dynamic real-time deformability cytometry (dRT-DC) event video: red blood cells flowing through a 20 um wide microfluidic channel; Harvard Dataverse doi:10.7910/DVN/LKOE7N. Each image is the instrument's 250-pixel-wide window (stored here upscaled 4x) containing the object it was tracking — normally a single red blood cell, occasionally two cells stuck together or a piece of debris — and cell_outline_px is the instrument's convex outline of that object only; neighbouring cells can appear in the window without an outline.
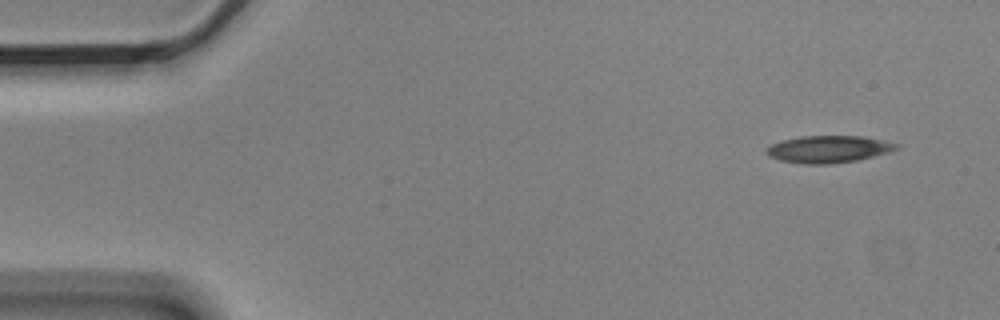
{"species": "Egyptian fruit bat (a non-hibernating species)", "species_latin": "Rousettus aegyptiacus", "temperature_condition": "cold", "stored_images_in_passage": 5, "camera_frame_rate_fps": 3000, "um_per_image_px": 0.085, "animal": {"sex": "male"}, "frame": {"image": 1, "passage_image": 1, "time_ms": 0.0, "image_size_px": [1000, 320], "cell_outline_px": [[900, 148], [888, 152], [856, 160], [832, 164], [804, 164], [780, 160], [768, 156], [764, 152], [772, 144], [784, 140], [800, 136], [860, 136], [900, 144]], "centroid_in_image_um": [70.41, 12.68], "position_along_channel_um": 14.6, "area_um2": 20.35}}
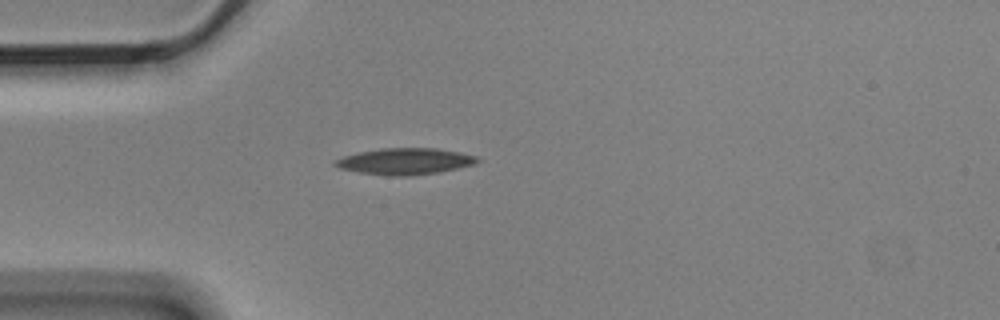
{"frame": {"image": 2, "passage_image": 4, "time_ms": 1.0, "image_size_px": [1000, 320], "cell_outline_px": [[480, 160], [476, 164], [440, 172], [408, 176], [388, 176], [360, 172], [340, 168], [332, 164], [336, 160], [344, 156], [360, 152], [380, 148], [436, 148], [460, 152], [476, 156]], "centroid_in_image_um": [34.46, 13.71], "position_along_channel_um": 50.5, "area_um2": 21.85}}